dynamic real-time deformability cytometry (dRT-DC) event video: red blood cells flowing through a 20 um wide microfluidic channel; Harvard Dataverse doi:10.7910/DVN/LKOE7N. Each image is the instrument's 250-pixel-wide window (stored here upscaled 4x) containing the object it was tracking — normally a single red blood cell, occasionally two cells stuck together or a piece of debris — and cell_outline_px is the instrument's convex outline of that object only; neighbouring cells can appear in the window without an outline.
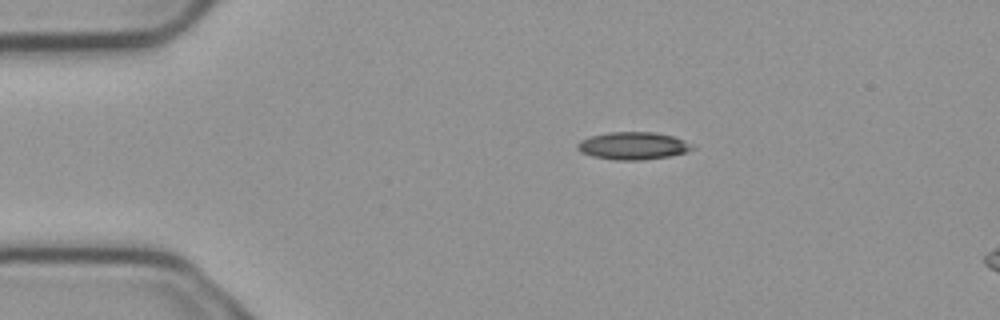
{"species": "common noctule bat (a hibernating species)", "species_latin": "Nyctalus noctula", "temperature_condition": "cold", "stored_images_in_passage": 4, "camera_frame_rate_fps": 3000, "um_per_image_px": 0.085, "animal": {"sex": "male", "body_mass_g": 23.1, "forearm_length_mm": 52.7}, "frame": {"image": 1, "passage_image": 4, "time_ms": 1.0, "image_size_px": [1000, 320], "cell_outline_px": [[696, 148], [684, 152], [668, 156], [644, 160], [616, 160], [592, 156], [580, 152], [576, 148], [576, 144], [580, 140], [592, 136], [608, 132], [652, 132], [672, 136]], "centroid_in_image_um": [53.72, 12.4], "position_along_channel_um": 31.3, "area_um2": 18.15}}